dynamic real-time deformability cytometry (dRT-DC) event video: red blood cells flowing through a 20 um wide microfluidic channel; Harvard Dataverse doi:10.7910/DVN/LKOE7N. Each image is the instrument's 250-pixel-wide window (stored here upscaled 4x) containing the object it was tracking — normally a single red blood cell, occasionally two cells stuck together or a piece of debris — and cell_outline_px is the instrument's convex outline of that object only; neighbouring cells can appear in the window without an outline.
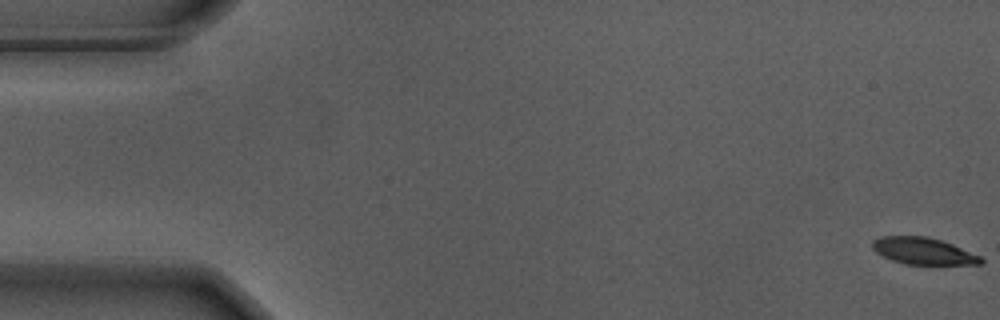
{"species": "Egyptian fruit bat (a non-hibernating species)", "species_latin": "Rousettus aegyptiacus", "temperature_condition": "warm", "stored_images_in_passage": 58, "camera_frame_rate_fps": 3000, "um_per_image_px": 0.085, "animal": {"sex": "male"}, "frame": {"image": 1, "passage_image": 1, "time_ms": 0.0, "image_size_px": [1000, 320], "cell_outline_px": [[984, 264], [904, 264], [892, 260], [876, 252], [872, 248], [872, 240], [880, 236], [928, 236], [952, 244], [980, 256], [984, 260]], "centroid_in_image_um": [78.46, 21.33], "position_along_channel_um": 6.5, "area_um2": 16.88}}
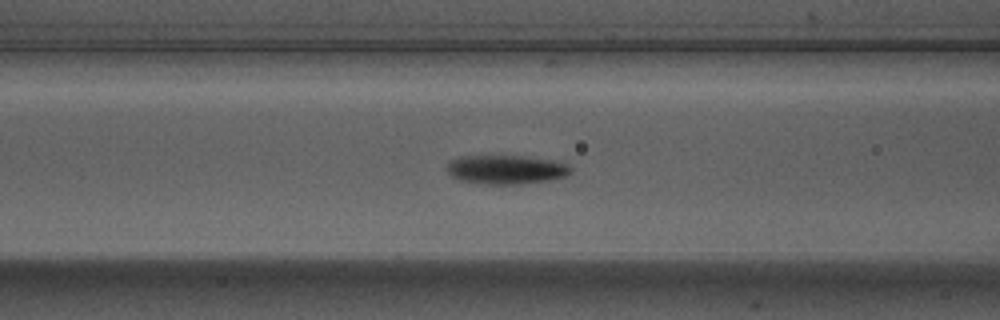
{"frame": {"image": 2, "passage_image": 23, "time_ms": 7.333, "image_size_px": [1000, 320], "cell_outline_px": [[572, 172], [568, 176], [548, 180], [520, 184], [480, 184], [460, 180], [452, 176], [444, 168], [448, 160], [460, 156], [524, 156], [548, 160], [568, 164], [572, 168]], "centroid_in_image_um": [42.97, 14.41], "position_along_channel_um": 123.6, "area_um2": 21.1}}
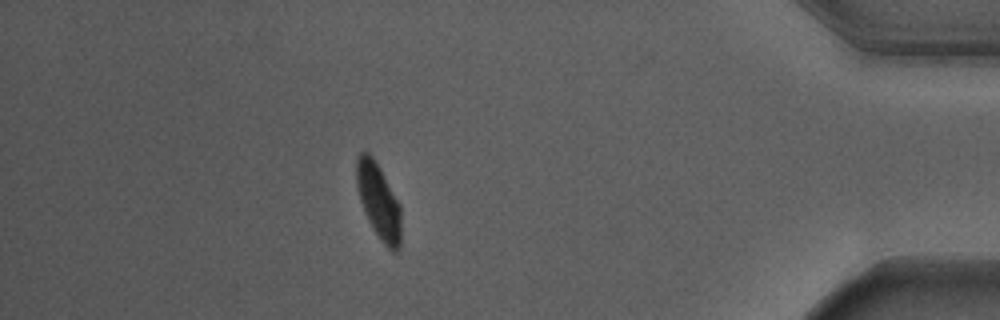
{"frame": {"image": 3, "passage_image": 50, "time_ms": 16.333, "image_size_px": [1000, 320], "cell_outline_px": [[400, 248], [396, 252], [392, 252], [380, 240], [372, 228], [364, 212], [360, 200], [356, 184], [356, 160], [360, 152], [368, 152], [372, 156], [380, 168], [400, 204]], "centroid_in_image_um": [32.17, 17.11], "position_along_channel_um": 403.0, "area_um2": 19.59}, "authors_computed_cell_mechanics": {"area_um2": 19.7387, "velocity_mm_per_s": 3.6558, "shape_relaxation_time_tau1_ms": 2.4915, "shape_relaxation_time_tau2_ms": 2.1101, "deformation_change_tau1": 0.1543, "deformation_change_tau2": 0.0601}}